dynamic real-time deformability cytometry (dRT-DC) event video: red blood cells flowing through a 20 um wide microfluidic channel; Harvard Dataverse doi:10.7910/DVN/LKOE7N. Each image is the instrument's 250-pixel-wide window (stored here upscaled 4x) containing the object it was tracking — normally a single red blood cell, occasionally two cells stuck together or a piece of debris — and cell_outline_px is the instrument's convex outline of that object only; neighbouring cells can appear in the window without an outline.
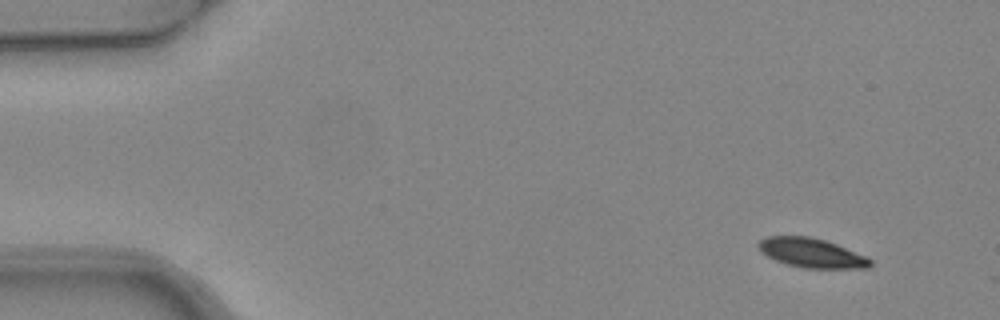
{"species": "common noctule bat (a hibernating species)", "species_latin": "Nyctalus noctula", "temperature_condition": "warm", "stored_images_in_passage": 5, "camera_frame_rate_fps": 3000, "um_per_image_px": 0.085, "animal": {"sex": "female", "body_mass_g": 24.6, "forearm_length_mm": 56.2}, "frame": {"image": 1, "passage_image": 1, "time_ms": 0.0, "image_size_px": [1000, 320], "cell_outline_px": [[872, 264], [868, 268], [804, 268], [788, 264], [776, 260], [760, 252], [756, 244], [760, 240], [768, 236], [808, 236], [824, 240], [836, 244], [868, 256], [872, 260]], "centroid_in_image_um": [68.99, 21.5], "position_along_channel_um": 16.0, "area_um2": 19.13}}
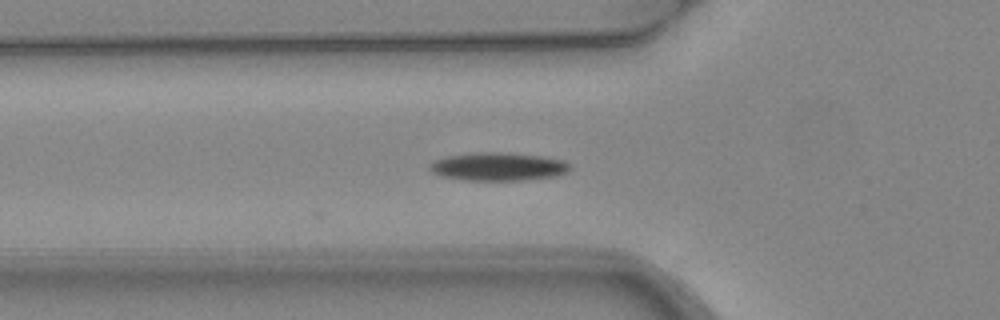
{"frame": {"image": 2, "passage_image": 5, "time_ms": 1.333, "image_size_px": [1000, 320], "cell_outline_px": [[572, 168], [568, 172], [560, 176], [524, 180], [464, 180], [440, 176], [432, 172], [428, 168], [428, 164], [436, 160], [448, 156], [476, 152], [496, 152], [540, 156], [564, 160]], "centroid_in_image_um": [42.36, 14.17], "position_along_channel_um": 83.4, "area_um2": 23.12}}